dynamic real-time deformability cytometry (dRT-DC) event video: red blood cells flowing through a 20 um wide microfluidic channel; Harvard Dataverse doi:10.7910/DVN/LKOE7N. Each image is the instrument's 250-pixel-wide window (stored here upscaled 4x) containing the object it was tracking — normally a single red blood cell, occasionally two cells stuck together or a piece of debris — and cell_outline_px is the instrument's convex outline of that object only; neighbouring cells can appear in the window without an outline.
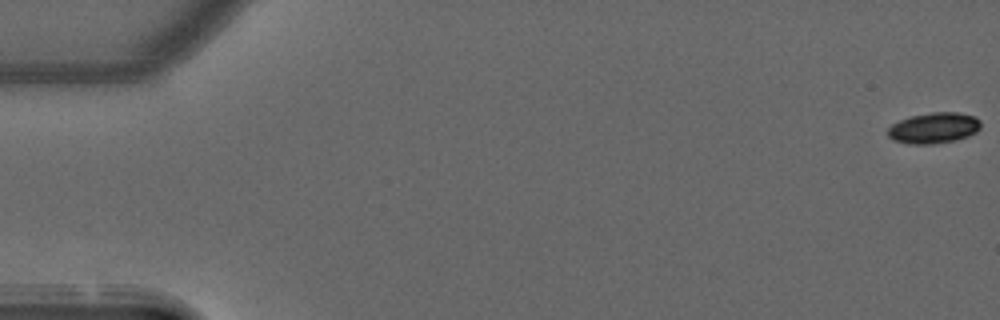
{"species": "common noctule bat (a hibernating species)", "species_latin": "Nyctalus noctula", "temperature_condition": "warm", "stored_images_in_passage": 12, "camera_frame_rate_fps": 3000, "um_per_image_px": 0.085, "animal": {"sex": "male", "forearm_length_mm": 52.5}, "frame": {"image": 1, "passage_image": 1, "time_ms": 0.0, "image_size_px": [1000, 320], "cell_outline_px": [[980, 128], [976, 132], [968, 136], [956, 140], [932, 144], [912, 144], [892, 140], [888, 136], [888, 128], [892, 124], [900, 120], [912, 116], [932, 112], [960, 112], [976, 116], [980, 120]], "centroid_in_image_um": [79.4, 10.87], "position_along_channel_um": 5.6, "area_um2": 16.76}}